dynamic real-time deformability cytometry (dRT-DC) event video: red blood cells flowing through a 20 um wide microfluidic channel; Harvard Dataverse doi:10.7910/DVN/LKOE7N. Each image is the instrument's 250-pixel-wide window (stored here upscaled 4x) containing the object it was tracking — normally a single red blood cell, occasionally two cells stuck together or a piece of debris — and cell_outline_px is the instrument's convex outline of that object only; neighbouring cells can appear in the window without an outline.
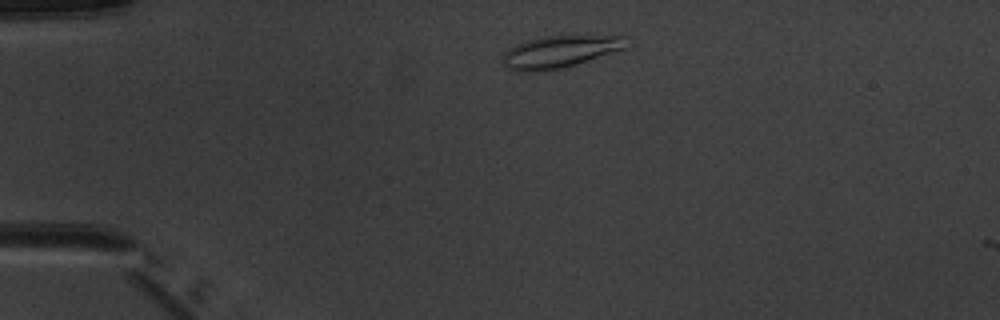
{"species": "common noctule bat (a hibernating species)", "species_latin": "Nyctalus noctula", "temperature_condition": "warm", "stored_images_in_passage": 5, "camera_frame_rate_fps": 3000, "um_per_image_px": 0.085, "animal": {"sex": "male", "body_mass_g": 20.1, "forearm_length_mm": 53.5}, "frame": {"image": 1, "passage_image": 5, "time_ms": 5.667, "image_size_px": [1000, 320], "cell_outline_px": [[632, 44], [628, 48], [576, 64], [560, 68], [540, 72], [516, 72], [504, 68], [504, 52], [508, 48], [524, 40], [548, 36], [628, 36]], "centroid_in_image_um": [47.62, 4.4], "position_along_channel_um": 37.4, "area_um2": 23.58}}